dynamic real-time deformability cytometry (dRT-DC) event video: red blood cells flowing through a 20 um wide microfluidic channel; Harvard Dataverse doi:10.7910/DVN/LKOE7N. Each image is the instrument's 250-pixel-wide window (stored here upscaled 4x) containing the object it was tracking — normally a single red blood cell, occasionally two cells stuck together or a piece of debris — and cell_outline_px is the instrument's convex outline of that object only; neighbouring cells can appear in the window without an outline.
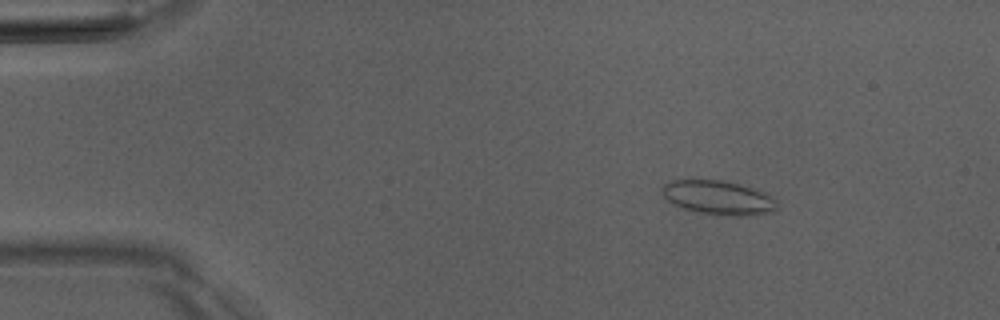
{"species": "Egyptian fruit bat (a non-hibernating species)", "species_latin": "Rousettus aegyptiacus", "temperature_condition": "room temperature", "stored_images_in_passage": 6, "camera_frame_rate_fps": 3000, "um_per_image_px": 0.085, "animal": {"sex": "male"}, "frame": {"image": 1, "passage_image": 3, "time_ms": 2.333, "image_size_px": [1000, 320], "cell_outline_px": [[780, 208], [756, 216], [720, 216], [700, 212], [684, 208], [672, 204], [664, 196], [660, 188], [664, 184], [672, 180], [724, 180], [752, 188], [764, 192], [780, 204]], "centroid_in_image_um": [61.08, 16.82], "position_along_channel_um": 23.9, "area_um2": 23.0}}